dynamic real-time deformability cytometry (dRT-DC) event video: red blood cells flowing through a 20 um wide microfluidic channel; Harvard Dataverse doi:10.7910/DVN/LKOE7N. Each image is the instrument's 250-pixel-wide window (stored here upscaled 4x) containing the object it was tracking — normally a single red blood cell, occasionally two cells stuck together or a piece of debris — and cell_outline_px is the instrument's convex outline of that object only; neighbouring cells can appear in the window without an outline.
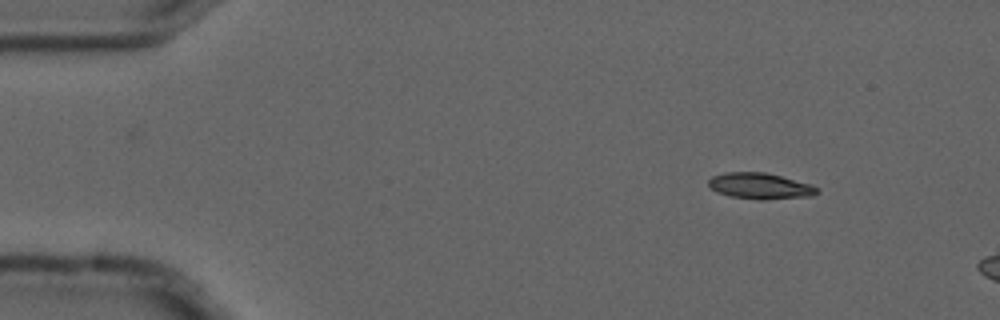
{"species": "common noctule bat (a hibernating species)", "species_latin": "Nyctalus noctula", "temperature_condition": "cold", "stored_images_in_passage": 3, "camera_frame_rate_fps": 3000, "um_per_image_px": 0.085, "animal": {"sex": "male", "forearm_length_mm": 52.5}, "frame": {"image": 1, "passage_image": 1, "time_ms": 0.0, "image_size_px": [1000, 320], "cell_outline_px": [[820, 192], [812, 196], [764, 200], [760, 200], [732, 196], [716, 192], [708, 184], [708, 180], [712, 176], [724, 172], [764, 172], [812, 184], [820, 188]], "centroid_in_image_um": [64.65, 15.81], "position_along_channel_um": 20.4, "area_um2": 16.59}}